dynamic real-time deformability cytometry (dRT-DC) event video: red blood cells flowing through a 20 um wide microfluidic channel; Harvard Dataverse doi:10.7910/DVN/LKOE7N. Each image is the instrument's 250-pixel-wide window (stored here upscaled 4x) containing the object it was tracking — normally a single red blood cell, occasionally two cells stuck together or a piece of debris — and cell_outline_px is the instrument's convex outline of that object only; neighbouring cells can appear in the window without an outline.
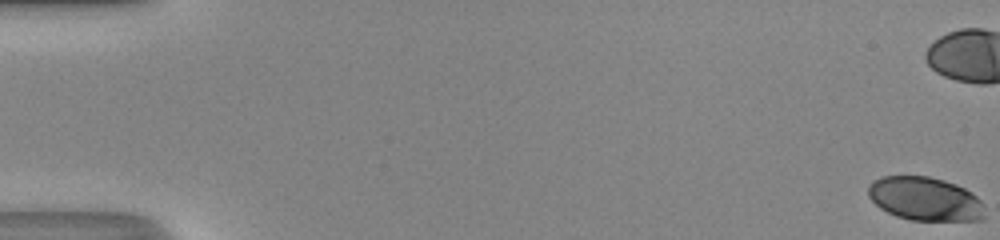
{"species": "human", "species_latin": "Homo sapiens", "temperature_condition": "room temperature", "stored_images_in_passage": 52, "camera_frame_rate_fps": 3000, "um_per_image_px": 0.085, "donor": {"sex": "male"}, "frame": {"image": 1, "passage_image": 1, "time_ms": 0.0, "image_size_px": [1000, 240], "cell_outline_px": [[984, 220], [912, 220], [896, 216], [880, 208], [868, 196], [868, 188], [872, 180], [880, 176], [928, 176], [944, 180], [956, 184], [964, 188], [976, 196], [980, 200], [984, 216]], "centroid_in_image_um": [78.6, 16.89], "position_along_channel_um": 6.4, "area_um2": 29.54}}
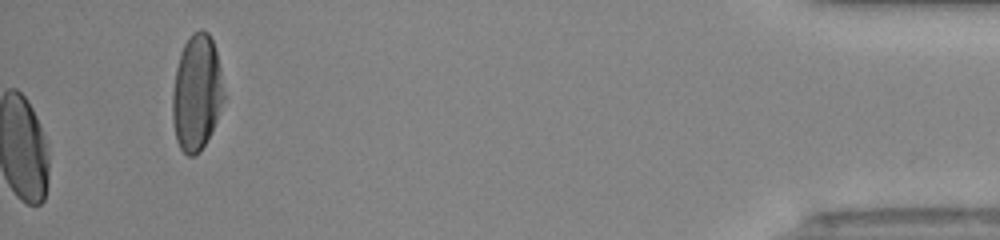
{"frame": {"image": 2, "passage_image": 52, "time_ms": 17.0, "image_size_px": [1000, 240], "cell_outline_px": [[224, 100], [212, 132], [200, 152], [192, 156], [188, 156], [180, 148], [176, 140], [172, 120], [172, 92], [176, 68], [180, 52], [184, 44], [192, 32], [200, 28], [208, 32], [212, 40], [216, 52], [220, 68], [224, 92]], "centroid_in_image_um": [16.71, 7.88], "position_along_channel_um": 418.5, "area_um2": 34.97}, "authors_computed_cell_mechanics": {"area_um2": 32.3102, "velocity_mm_per_s": 4.3379, "shape_relaxation_time_tau1_ms": 3.4098, "shape_relaxation_time_tau2_ms": null, "deformation_change_tau1": 0.1358, "deformation_change_tau2": null}}